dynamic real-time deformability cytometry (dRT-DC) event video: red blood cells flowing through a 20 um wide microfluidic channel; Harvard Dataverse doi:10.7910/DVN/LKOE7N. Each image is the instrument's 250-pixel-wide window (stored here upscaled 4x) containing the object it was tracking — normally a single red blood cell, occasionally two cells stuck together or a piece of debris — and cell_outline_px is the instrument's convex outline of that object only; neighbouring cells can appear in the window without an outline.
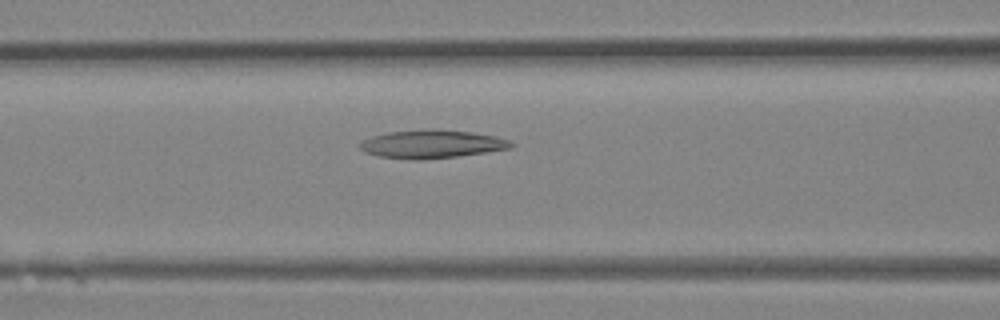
{"species": "Egyptian fruit bat (a non-hibernating species)", "species_latin": "Rousettus aegyptiacus", "temperature_condition": "room temperature", "stored_images_in_passage": 12, "camera_frame_rate_fps": 3000, "um_per_image_px": 0.085, "animal": {"sex": "female"}, "frame": {"image": 1, "passage_image": 6, "time_ms": 1.667, "image_size_px": [1000, 320], "cell_outline_px": [[516, 144], [512, 148], [456, 156], [420, 160], [408, 160], [380, 156], [364, 152], [360, 148], [360, 144], [364, 140], [372, 136], [388, 132], [428, 128], [472, 132], [496, 136], [508, 140]], "centroid_in_image_um": [36.71, 12.24], "position_along_channel_um": 129.9, "area_um2": 24.91}}
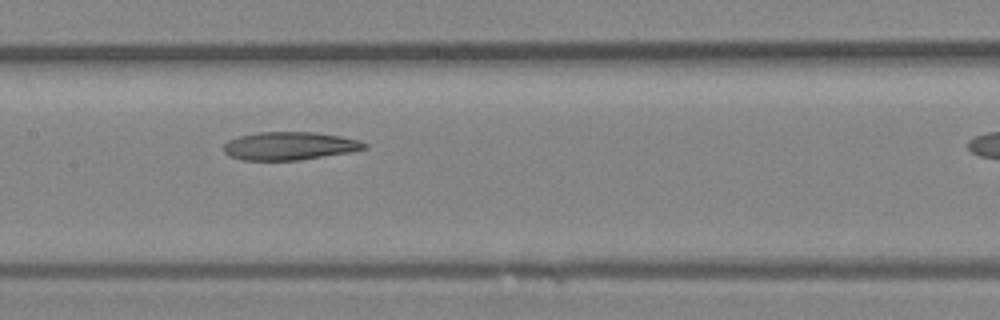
{"frame": {"image": 2, "passage_image": 9, "time_ms": 2.667, "image_size_px": [1000, 320], "cell_outline_px": [[368, 148], [352, 152], [300, 160], [244, 160], [232, 156], [224, 152], [224, 144], [228, 140], [240, 136], [260, 132], [316, 132], [340, 136], [360, 140], [368, 144]], "centroid_in_image_um": [24.68, 12.4], "position_along_channel_um": 182.7, "area_um2": 23.06}}